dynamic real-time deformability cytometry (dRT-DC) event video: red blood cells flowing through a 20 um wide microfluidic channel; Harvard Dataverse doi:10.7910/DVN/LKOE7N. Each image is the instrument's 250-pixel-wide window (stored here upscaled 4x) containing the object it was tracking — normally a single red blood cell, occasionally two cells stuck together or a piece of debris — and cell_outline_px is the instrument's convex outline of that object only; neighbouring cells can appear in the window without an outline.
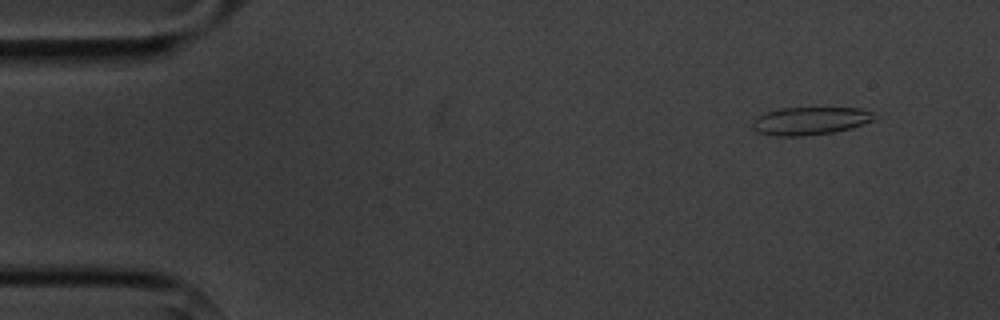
{"species": "common noctule bat (a hibernating species)", "species_latin": "Nyctalus noctula", "temperature_condition": "cold", "stored_images_in_passage": 5, "camera_frame_rate_fps": 3000, "um_per_image_px": 0.085, "animal": {"sex": "male", "body_mass_g": 20.1, "forearm_length_mm": 53.5}, "frame": {"image": 1, "passage_image": 2, "time_ms": 1.333, "image_size_px": [1000, 320], "cell_outline_px": [[876, 120], [852, 128], [832, 132], [800, 136], [776, 136], [756, 132], [752, 128], [752, 120], [756, 116], [780, 108], [860, 108], [872, 112]], "centroid_in_image_um": [68.84, 10.28], "position_along_channel_um": 16.2, "area_um2": 19.83}}